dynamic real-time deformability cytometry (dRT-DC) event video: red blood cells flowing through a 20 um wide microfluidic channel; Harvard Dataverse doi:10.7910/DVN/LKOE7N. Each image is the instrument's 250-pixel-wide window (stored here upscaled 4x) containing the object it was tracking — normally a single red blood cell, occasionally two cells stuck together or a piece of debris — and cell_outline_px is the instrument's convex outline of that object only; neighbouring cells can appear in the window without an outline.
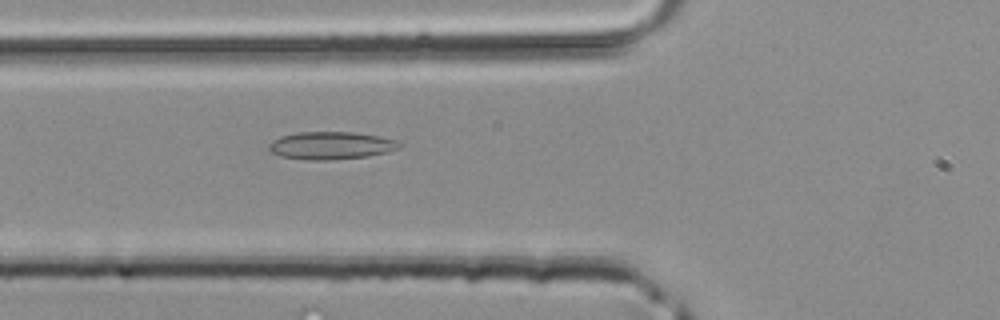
{"species": "common noctule bat (a hibernating species)", "species_latin": "Nyctalus noctula", "temperature_condition": "room temperature", "stored_images_in_passage": 33, "camera_frame_rate_fps": 3000, "um_per_image_px": 0.085, "animal": {"sex": "male", "body_mass_g": 20.4}, "frame": {"image": 1, "passage_image": 6, "time_ms": 1.667, "image_size_px": [1000, 320], "cell_outline_px": [[404, 144], [400, 148], [388, 152], [368, 156], [328, 160], [308, 160], [284, 156], [272, 152], [268, 148], [268, 144], [272, 140], [280, 136], [296, 132], [356, 132], [380, 136], [400, 140]], "centroid_in_image_um": [28.21, 12.35], "position_along_channel_um": 97.6, "area_um2": 21.27}}
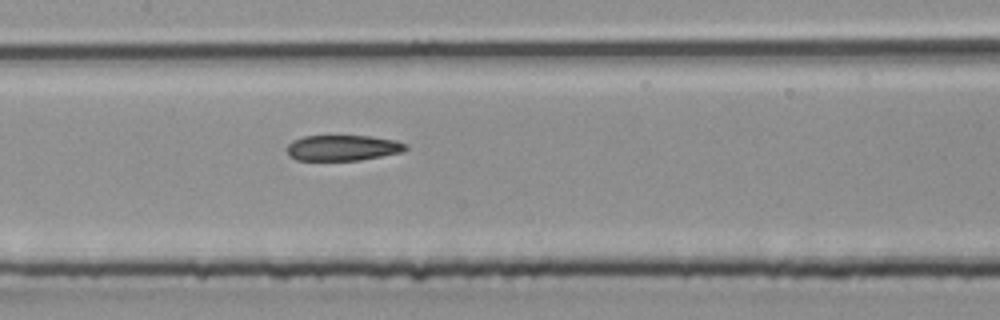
{"frame": {"image": 2, "passage_image": 11, "time_ms": 3.333, "image_size_px": [1000, 320], "cell_outline_px": [[408, 148], [404, 152], [360, 160], [296, 160], [288, 156], [288, 144], [292, 140], [304, 136], [368, 136], [396, 140], [408, 144]], "centroid_in_image_um": [29.16, 12.57], "position_along_channel_um": 178.2, "area_um2": 17.86}}
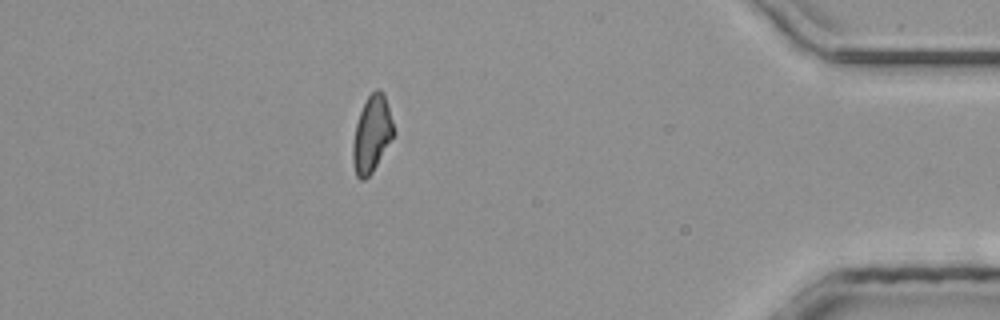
{"frame": {"image": 3, "passage_image": 28, "time_ms": 9.0, "image_size_px": [1000, 320], "cell_outline_px": [[396, 132], [372, 172], [364, 180], [360, 180], [356, 176], [352, 160], [352, 144], [356, 124], [360, 112], [368, 96], [376, 88], [380, 88], [384, 92]], "centroid_in_image_um": [31.61, 11.38], "position_along_channel_um": 403.6, "area_um2": 18.26}}